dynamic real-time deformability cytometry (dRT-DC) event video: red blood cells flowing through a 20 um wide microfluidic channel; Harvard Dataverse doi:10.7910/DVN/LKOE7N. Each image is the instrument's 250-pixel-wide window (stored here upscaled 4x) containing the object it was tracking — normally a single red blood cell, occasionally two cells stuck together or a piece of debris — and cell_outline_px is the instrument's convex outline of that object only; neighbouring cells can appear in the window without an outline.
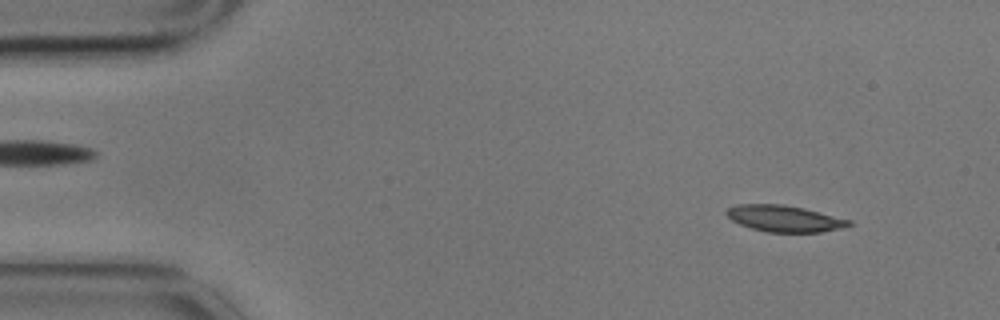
{"species": "common noctule bat (a hibernating species)", "species_latin": "Nyctalus noctula", "temperature_condition": "cold", "stored_images_in_passage": 5, "camera_frame_rate_fps": 3000, "um_per_image_px": 0.085, "animal": {"sex": "male", "body_mass_g": 17.9}, "frame": {"image": 1, "passage_image": 1, "time_ms": 0.0, "image_size_px": [1000, 320], "cell_outline_px": [[852, 224], [840, 228], [820, 232], [768, 232], [752, 228], [740, 224], [732, 220], [724, 212], [728, 208], [736, 204], [784, 204], [804, 208], [852, 220]], "centroid_in_image_um": [66.67, 18.56], "position_along_channel_um": 18.3, "area_um2": 18.79}}